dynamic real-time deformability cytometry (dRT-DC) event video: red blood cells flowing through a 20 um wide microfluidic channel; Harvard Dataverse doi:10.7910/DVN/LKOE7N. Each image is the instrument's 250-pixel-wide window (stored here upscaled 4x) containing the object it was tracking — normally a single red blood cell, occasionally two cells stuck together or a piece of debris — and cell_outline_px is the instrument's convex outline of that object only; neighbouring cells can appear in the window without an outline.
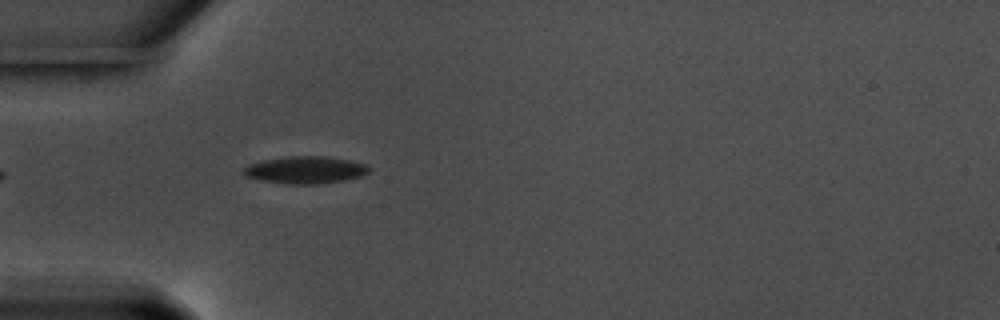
{"species": "common noctule bat (a hibernating species)", "species_latin": "Nyctalus noctula", "temperature_condition": "warm", "stored_images_in_passage": 39, "camera_frame_rate_fps": 3000, "um_per_image_px": 0.085, "animal": {"sex": "male", "body_mass_g": 17.5, "forearm_length_mm": 52.3}, "frame": {"image": 1, "passage_image": 1, "time_ms": 0.0, "image_size_px": [1000, 320], "cell_outline_px": [[368, 172], [360, 176], [344, 180], [320, 184], [288, 184], [264, 180], [244, 176], [240, 172], [248, 164], [264, 160], [292, 156], [324, 156], [348, 160], [364, 164], [368, 168]], "centroid_in_image_um": [25.9, 14.45], "position_along_channel_um": 59.1, "area_um2": 19.65}}
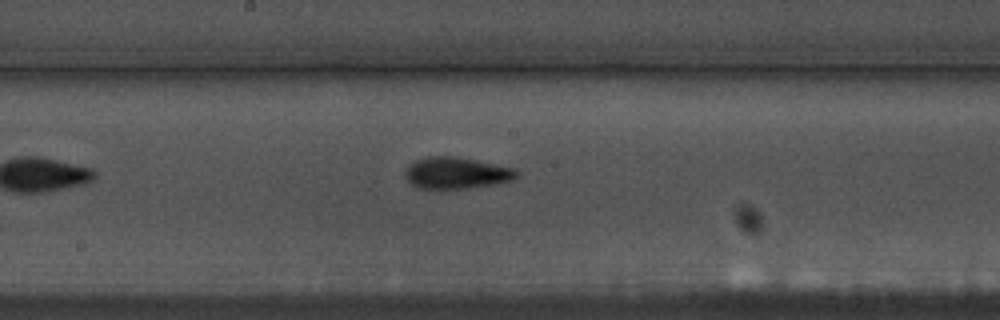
{"frame": {"image": 2, "passage_image": 14, "time_ms": 4.333, "image_size_px": [1000, 320], "cell_outline_px": [[520, 176], [512, 180], [496, 184], [468, 188], [416, 188], [408, 180], [408, 168], [416, 160], [424, 156], [456, 156], [516, 168]], "centroid_in_image_um": [38.88, 14.69], "position_along_channel_um": 209.3, "area_um2": 20.35}}
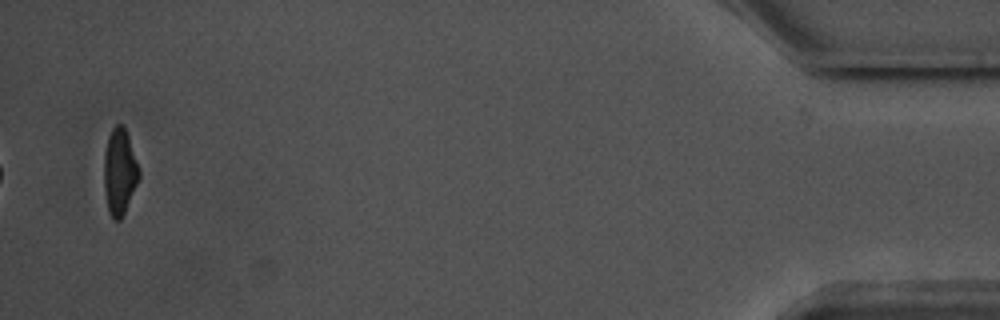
{"frame": {"image": 3, "passage_image": 39, "time_ms": 12.667, "image_size_px": [1000, 320], "cell_outline_px": [[140, 180], [120, 220], [112, 220], [108, 212], [104, 188], [104, 152], [108, 136], [112, 128], [116, 124], [124, 124], [140, 168]], "centroid_in_image_um": [10.17, 14.58], "position_along_channel_um": 425.0, "area_um2": 17.98}, "authors_computed_cell_mechanics": {"area_um2": 18.9584, "velocity_mm_per_s": 3.5817, "shape_relaxation_time_tau1_ms": 4.055, "shape_relaxation_time_tau2_ms": 2.5738, "deformation_change_tau1": 0.1199, "deformation_change_tau2": 0.0955}}